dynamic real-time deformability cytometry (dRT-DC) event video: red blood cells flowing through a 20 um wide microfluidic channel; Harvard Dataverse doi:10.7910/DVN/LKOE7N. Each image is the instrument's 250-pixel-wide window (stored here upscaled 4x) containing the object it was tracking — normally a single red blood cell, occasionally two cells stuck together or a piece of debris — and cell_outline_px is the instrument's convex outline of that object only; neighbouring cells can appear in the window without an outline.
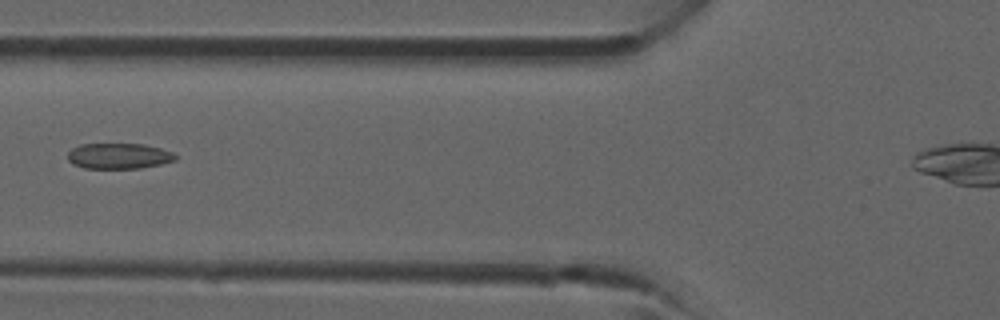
{"species": "common noctule bat (a hibernating species)", "species_latin": "Nyctalus noctula", "temperature_condition": "room temperature", "stored_images_in_passage": 25, "camera_frame_rate_fps": 3000, "um_per_image_px": 0.085, "animal": {"sex": "male", "forearm_length_mm": 52.5}, "frame": {"image": 1, "passage_image": 4, "time_ms": 1.0, "image_size_px": [1000, 320], "cell_outline_px": [[176, 160], [160, 164], [140, 168], [84, 168], [72, 164], [68, 160], [68, 152], [72, 148], [80, 144], [144, 144], [160, 148], [172, 152], [176, 156]], "centroid_in_image_um": [10.07, 13.26], "position_along_channel_um": 115.7, "area_um2": 16.07}}
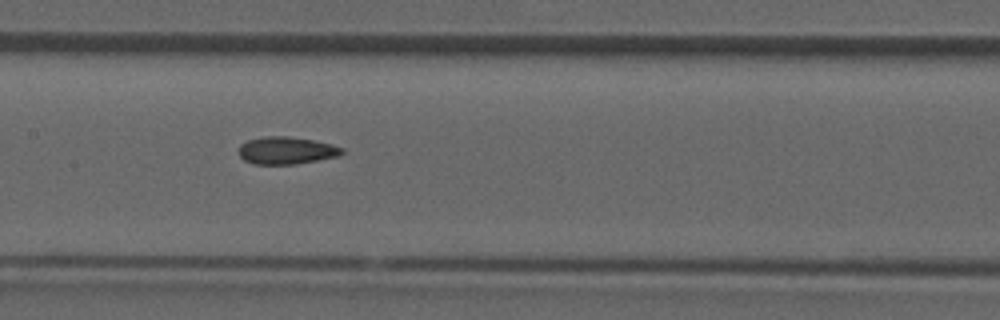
{"frame": {"image": 2, "passage_image": 8, "time_ms": 2.333, "image_size_px": [1000, 320], "cell_outline_px": [[344, 152], [340, 156], [292, 164], [252, 164], [244, 160], [240, 156], [240, 144], [248, 140], [264, 136], [288, 136], [312, 140], [332, 144], [344, 148]], "centroid_in_image_um": [24.35, 12.78], "position_along_channel_um": 183.0, "area_um2": 16.42}}
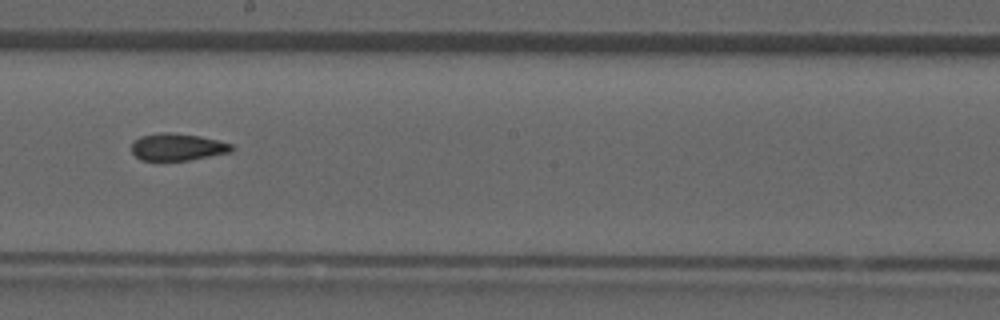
{"frame": {"image": 3, "passage_image": 11, "time_ms": 3.333, "image_size_px": [1000, 320], "cell_outline_px": [[236, 148], [232, 152], [188, 160], [140, 160], [132, 152], [132, 144], [140, 136], [160, 132], [172, 132], [200, 136], [232, 144]], "centroid_in_image_um": [15.11, 12.49], "position_along_channel_um": 233.1, "area_um2": 15.84}}